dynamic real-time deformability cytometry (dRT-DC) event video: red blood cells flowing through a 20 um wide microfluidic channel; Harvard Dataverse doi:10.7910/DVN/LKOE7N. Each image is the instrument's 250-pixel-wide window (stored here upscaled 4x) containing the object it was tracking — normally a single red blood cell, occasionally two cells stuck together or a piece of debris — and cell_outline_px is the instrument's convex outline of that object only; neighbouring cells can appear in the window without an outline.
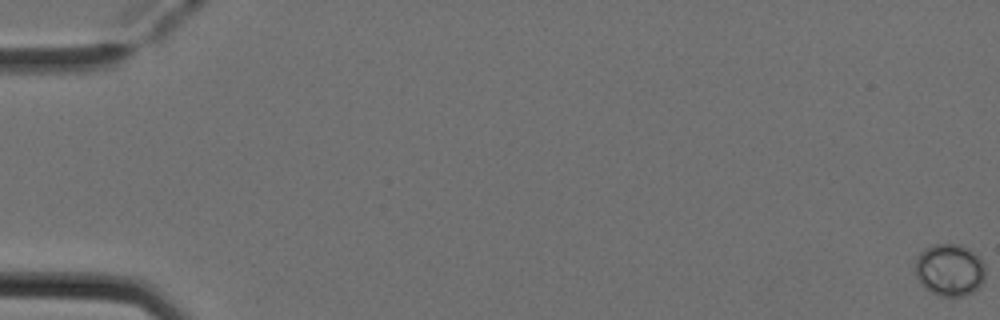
{"species": "Egyptian fruit bat (a non-hibernating species)", "species_latin": "Rousettus aegyptiacus", "temperature_condition": "cold", "stored_images_in_passage": 5, "camera_frame_rate_fps": 3000, "um_per_image_px": 0.085, "animal": {"sex": "female"}, "frame": {"image": 1, "passage_image": 1, "time_ms": 0.0, "image_size_px": [1000, 320], "cell_outline_px": [[984, 280], [980, 288], [964, 296], [940, 296], [924, 288], [920, 284], [916, 276], [916, 256], [924, 248], [936, 244], [956, 244], [968, 248], [980, 256], [984, 264]], "centroid_in_image_um": [80.72, 22.95], "position_along_channel_um": 4.3, "area_um2": 21.56}}
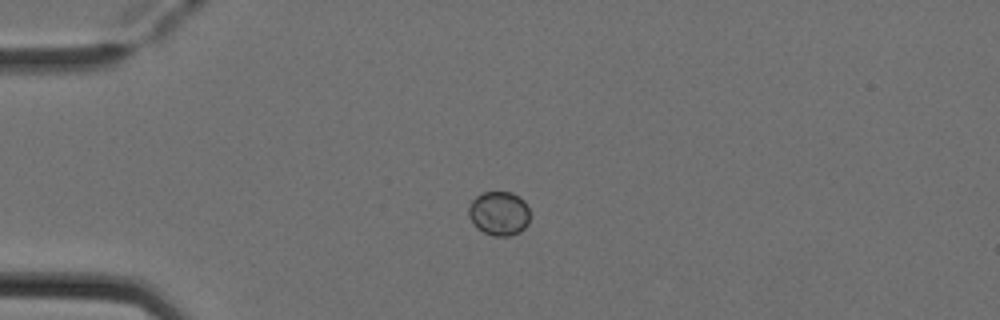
{"frame": {"image": 2, "passage_image": 4, "time_ms": 1.0, "image_size_px": [1000, 320], "cell_outline_px": [[528, 224], [520, 232], [508, 236], [496, 236], [484, 232], [468, 216], [468, 208], [472, 200], [476, 196], [484, 192], [512, 192], [520, 196], [524, 200], [528, 208]], "centroid_in_image_um": [42.43, 18.11], "position_along_channel_um": 42.6, "area_um2": 15.61}}